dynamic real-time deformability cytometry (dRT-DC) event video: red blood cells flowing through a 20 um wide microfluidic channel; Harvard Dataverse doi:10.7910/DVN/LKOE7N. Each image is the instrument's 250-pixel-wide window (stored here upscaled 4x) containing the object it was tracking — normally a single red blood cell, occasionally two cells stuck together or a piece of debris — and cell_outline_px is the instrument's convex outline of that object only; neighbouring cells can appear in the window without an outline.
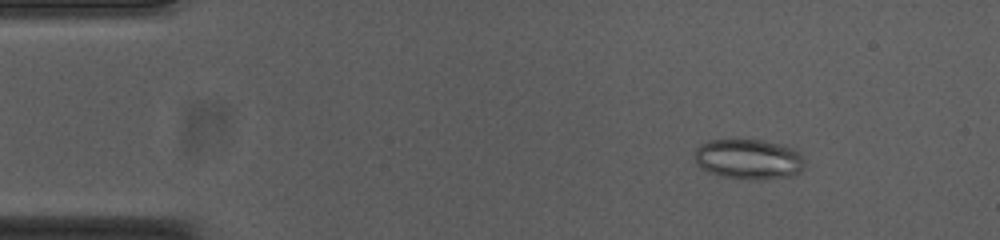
{"species": "common noctule bat (a hibernating species)", "species_latin": "Nyctalus noctula", "temperature_condition": "cold", "stored_images_in_passage": 54, "camera_frame_rate_fps": 3000, "um_per_image_px": 0.085, "animal": {"sex": "female", "body_mass_g": 23.0, "forearm_length_mm": 53.4}, "frame": {"image": 1, "passage_image": 7, "time_ms": 2.0, "image_size_px": [1000, 240], "cell_outline_px": [[804, 168], [800, 172], [792, 176], [756, 180], [752, 180], [720, 176], [708, 172], [700, 168], [696, 164], [696, 148], [700, 144], [708, 140], [764, 140], [784, 144], [792, 148], [804, 160]], "centroid_in_image_um": [63.63, 13.54], "position_along_channel_um": 21.4, "area_um2": 25.95}}
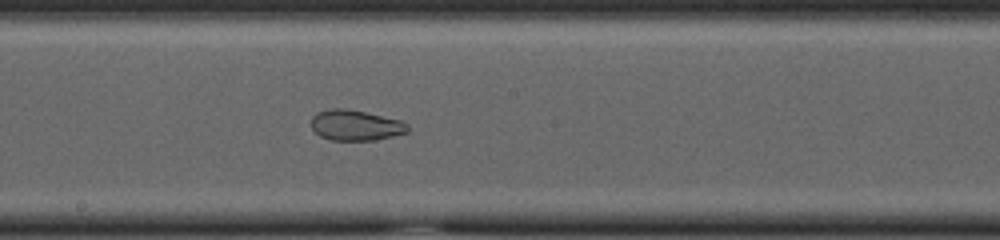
{"frame": {"image": 2, "passage_image": 29, "time_ms": 9.333, "image_size_px": [1000, 240], "cell_outline_px": [[408, 132], [376, 140], [332, 140], [320, 136], [312, 128], [312, 116], [316, 112], [328, 108], [344, 108], [404, 120], [408, 124]], "centroid_in_image_um": [30.24, 10.64], "position_along_channel_um": 218.0, "area_um2": 17.28}}
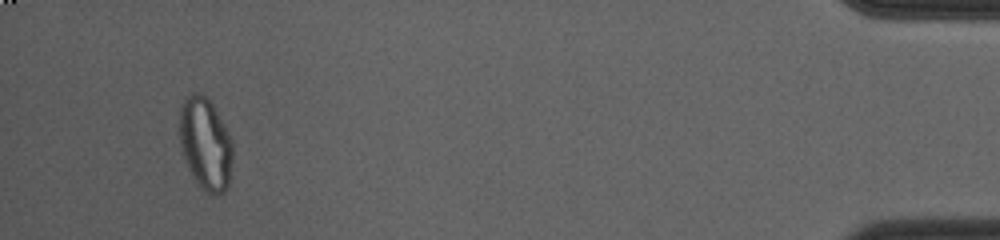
{"frame": {"image": 3, "passage_image": 51, "time_ms": 16.667, "image_size_px": [1000, 240], "cell_outline_px": [[232, 156], [228, 188], [224, 192], [208, 192], [200, 188], [184, 156], [180, 144], [180, 108], [184, 100], [192, 92], [200, 92], [212, 104], [228, 132], [232, 140]], "centroid_in_image_um": [17.47, 12.19], "position_along_channel_um": 417.7, "area_um2": 27.92}, "authors_computed_cell_mechanics": {"area_um2": 25.2586, "velocity_mm_per_s": 3.7476, "shape_relaxation_time_tau1_ms": null, "shape_relaxation_time_tau2_ms": 1.604, "deformation_change_tau1": null, "deformation_change_tau2": 0.0661}}